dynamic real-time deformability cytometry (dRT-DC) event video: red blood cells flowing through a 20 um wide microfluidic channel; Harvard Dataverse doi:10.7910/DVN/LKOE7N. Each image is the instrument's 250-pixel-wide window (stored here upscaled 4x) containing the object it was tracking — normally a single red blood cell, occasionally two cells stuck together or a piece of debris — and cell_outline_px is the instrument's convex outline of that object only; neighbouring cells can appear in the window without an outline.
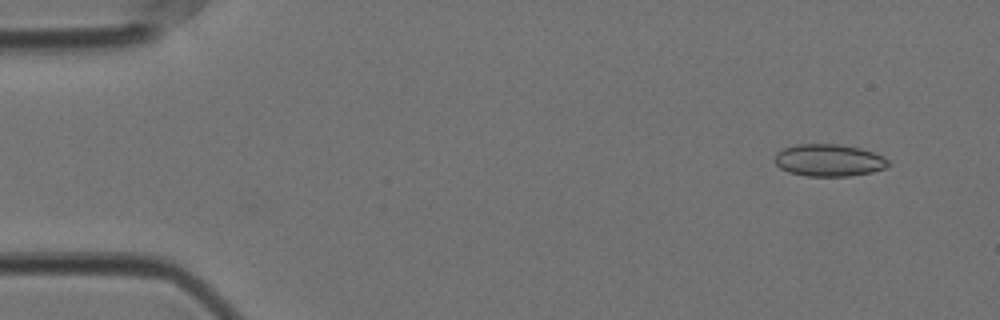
{"species": "Egyptian fruit bat (a non-hibernating species)", "species_latin": "Rousettus aegyptiacus", "temperature_condition": "cold", "stored_images_in_passage": 15, "camera_frame_rate_fps": 3000, "um_per_image_px": 0.085, "animal": {"sex": "female"}, "frame": {"image": 1, "passage_image": 5, "time_ms": 1.333, "image_size_px": [1000, 320], "cell_outline_px": [[888, 168], [872, 172], [852, 176], [808, 176], [788, 172], [780, 168], [776, 164], [776, 152], [784, 148], [796, 144], [840, 144], [860, 148], [884, 156], [888, 160]], "centroid_in_image_um": [70.48, 13.62], "position_along_channel_um": 14.5, "area_um2": 21.39}}